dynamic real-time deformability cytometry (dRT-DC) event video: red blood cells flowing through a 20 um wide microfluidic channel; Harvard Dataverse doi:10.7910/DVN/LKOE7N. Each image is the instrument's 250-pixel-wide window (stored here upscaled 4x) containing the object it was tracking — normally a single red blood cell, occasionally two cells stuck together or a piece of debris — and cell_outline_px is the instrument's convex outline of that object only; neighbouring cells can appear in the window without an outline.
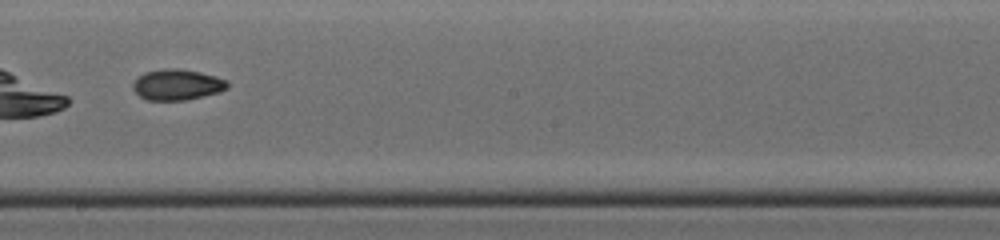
{"species": "common noctule bat (a hibernating species)", "species_latin": "Nyctalus noctula", "temperature_condition": "cold", "stored_images_in_passage": 29, "camera_frame_rate_fps": 3000, "um_per_image_px": 0.085, "animal": {"sex": "male", "body_mass_g": 19.0, "forearm_length_mm": 50.8}, "frame": {"image": 1, "passage_image": 13, "time_ms": 4.0, "image_size_px": [1000, 240], "cell_outline_px": [[228, 88], [220, 92], [184, 100], [148, 100], [140, 96], [132, 88], [132, 84], [144, 72], [164, 68], [180, 68], [200, 72], [216, 76], [228, 80]], "centroid_in_image_um": [15.08, 7.18], "position_along_channel_um": 233.1, "area_um2": 16.99}}
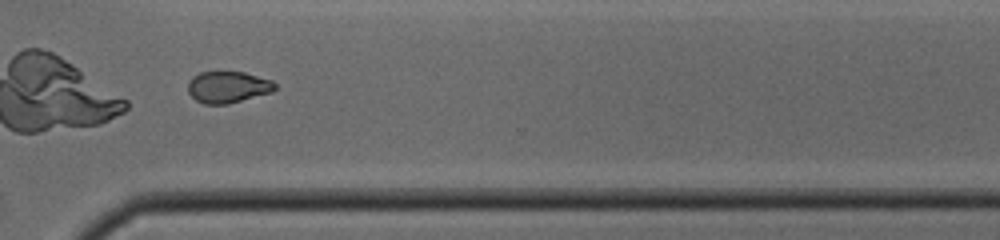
{"frame": {"image": 2, "passage_image": 21, "time_ms": 6.667, "image_size_px": [1000, 240], "cell_outline_px": [[276, 88], [272, 92], [228, 104], [204, 104], [196, 100], [188, 92], [188, 84], [192, 76], [200, 72], [244, 72], [272, 80], [276, 84]], "centroid_in_image_um": [19.37, 7.4], "position_along_channel_um": 351.2, "area_um2": 16.01}, "authors_computed_cell_mechanics": {"area_um2": 16.473, "velocity_mm_per_s": 4.3959, "shape_relaxation_time_tau1_ms": 2.3147, "shape_relaxation_time_tau2_ms": 4.766, "deformation_change_tau1": 0.1139, "deformation_change_tau2": 0.0978}}